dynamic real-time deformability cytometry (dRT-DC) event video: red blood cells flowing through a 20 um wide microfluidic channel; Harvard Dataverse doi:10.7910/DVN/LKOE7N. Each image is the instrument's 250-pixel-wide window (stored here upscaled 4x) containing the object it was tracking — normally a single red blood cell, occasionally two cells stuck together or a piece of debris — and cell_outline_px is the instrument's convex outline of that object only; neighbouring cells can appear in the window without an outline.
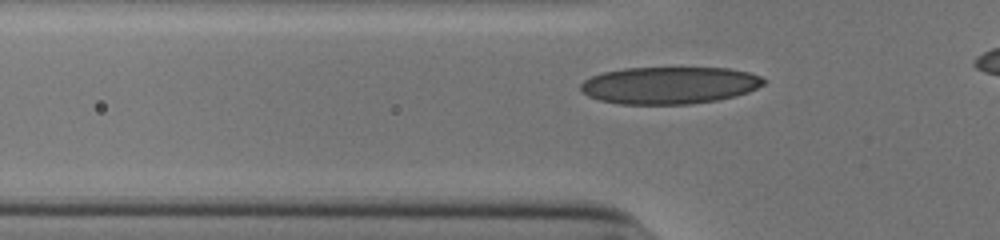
{"species": "human", "species_latin": "Homo sapiens", "temperature_condition": "cold", "stored_images_in_passage": 33, "camera_frame_rate_fps": 3000, "um_per_image_px": 0.085, "donor": {"sex": "male"}, "frame": {"image": 1, "passage_image": 8, "time_ms": 2.333, "image_size_px": [1000, 240], "cell_outline_px": [[768, 80], [764, 84], [748, 92], [736, 96], [716, 100], [688, 104], [620, 104], [600, 100], [588, 96], [580, 92], [580, 84], [584, 80], [592, 76], [604, 72], [624, 68], [728, 68], [748, 72], [760, 76]], "centroid_in_image_um": [56.89, 7.25], "position_along_channel_um": 68.9, "area_um2": 39.71}}
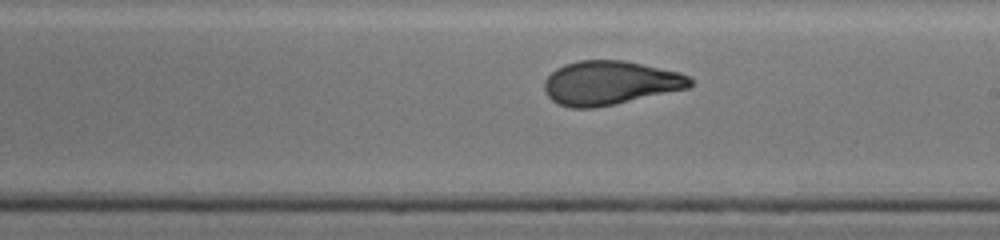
{"frame": {"image": 2, "passage_image": 21, "time_ms": 6.667, "image_size_px": [1000, 240], "cell_outline_px": [[692, 84], [688, 88], [612, 104], [592, 108], [572, 108], [556, 104], [544, 92], [544, 80], [556, 68], [564, 64], [580, 60], [624, 60], [680, 72], [688, 76], [692, 80]], "centroid_in_image_um": [51.81, 7.03], "position_along_channel_um": 237.2, "area_um2": 37.17}}
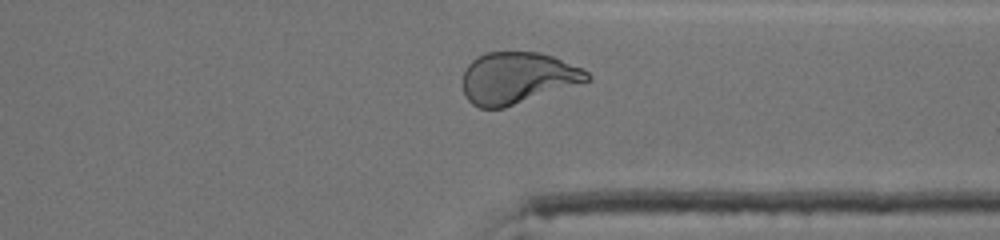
{"frame": {"image": 3, "passage_image": 31, "time_ms": 10.0, "image_size_px": [1000, 240], "cell_outline_px": [[592, 80], [580, 84], [504, 108], [480, 108], [472, 104], [464, 96], [464, 72], [468, 64], [472, 60], [488, 52], [540, 52], [552, 56], [584, 68], [592, 76]], "centroid_in_image_um": [44.03, 6.63], "position_along_channel_um": 367.4, "area_um2": 37.51}, "authors_computed_cell_mechanics": {"area_um2": 37.3966, "velocity_mm_per_s": 3.9086, "shape_relaxation_time_tau1_ms": 4.9083, "shape_relaxation_time_tau2_ms": 0.9139, "deformation_change_tau1": 0.1966, "deformation_change_tau2": 0.0607}}